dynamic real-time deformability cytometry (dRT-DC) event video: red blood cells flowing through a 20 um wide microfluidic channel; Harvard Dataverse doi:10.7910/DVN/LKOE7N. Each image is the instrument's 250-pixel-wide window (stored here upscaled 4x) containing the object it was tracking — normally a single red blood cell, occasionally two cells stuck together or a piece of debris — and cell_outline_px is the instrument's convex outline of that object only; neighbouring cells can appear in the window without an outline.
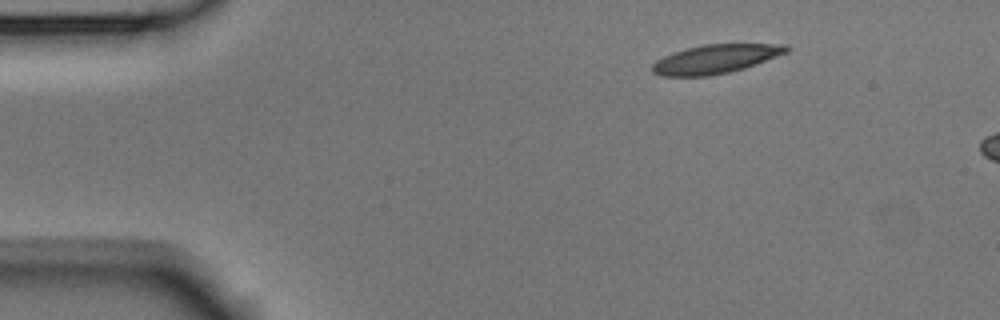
{"species": "Egyptian fruit bat (a non-hibernating species)", "species_latin": "Rousettus aegyptiacus", "temperature_condition": "room temperature", "stored_images_in_passage": 3, "camera_frame_rate_fps": 3000, "um_per_image_px": 0.085, "animal": {"sex": "male"}, "frame": {"image": 1, "passage_image": 1, "time_ms": 0.0, "image_size_px": [1000, 320], "cell_outline_px": [[792, 48], [788, 52], [756, 64], [744, 68], [728, 72], [708, 76], [660, 76], [652, 72], [652, 64], [656, 60], [672, 52], [704, 44], [788, 44]], "centroid_in_image_um": [60.83, 5.01], "position_along_channel_um": 24.2, "area_um2": 22.6}}